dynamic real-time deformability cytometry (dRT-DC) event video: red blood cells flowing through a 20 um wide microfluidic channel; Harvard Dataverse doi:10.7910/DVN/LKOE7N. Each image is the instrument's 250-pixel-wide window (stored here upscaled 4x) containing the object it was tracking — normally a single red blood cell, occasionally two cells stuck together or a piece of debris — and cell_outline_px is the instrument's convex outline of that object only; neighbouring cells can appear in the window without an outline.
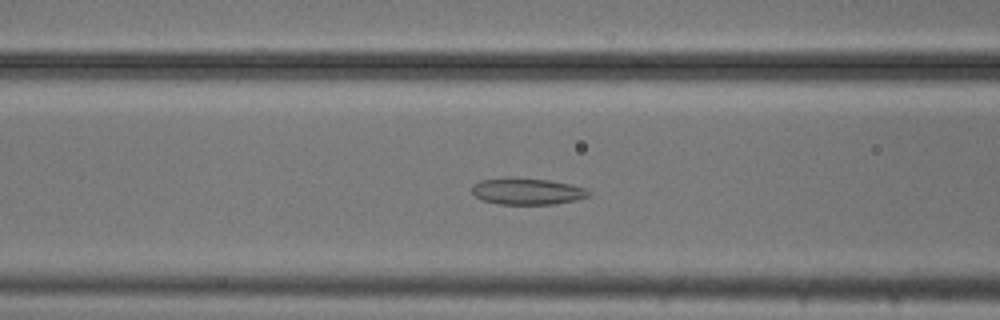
{"species": "common noctule bat (a hibernating species)", "species_latin": "Nyctalus noctula", "temperature_condition": "cold", "stored_images_in_passage": 41, "camera_frame_rate_fps": 3000, "um_per_image_px": 0.085, "animal": {"sex": "male", "body_mass_g": 20.5, "forearm_length_mm": 52.5}, "frame": {"image": 1, "passage_image": 15, "time_ms": 4.667, "image_size_px": [1000, 320], "cell_outline_px": [[592, 192], [588, 196], [576, 200], [552, 204], [500, 204], [484, 200], [476, 196], [472, 192], [472, 184], [480, 180], [504, 176], [512, 176], [548, 180], [572, 184], [584, 188]], "centroid_in_image_um": [44.78, 16.23], "position_along_channel_um": 121.8, "area_um2": 18.32}}
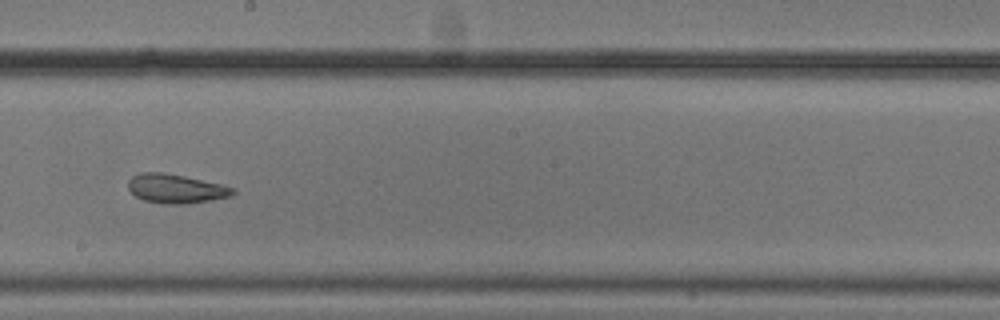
{"frame": {"image": 2, "passage_image": 24, "time_ms": 7.667, "image_size_px": [1000, 320], "cell_outline_px": [[236, 192], [232, 196], [184, 204], [168, 204], [144, 200], [136, 196], [128, 188], [128, 180], [132, 176], [140, 172], [164, 172], [184, 176], [220, 184], [236, 188]], "centroid_in_image_um": [14.94, 16.02], "position_along_channel_um": 233.3, "area_um2": 17.63}}
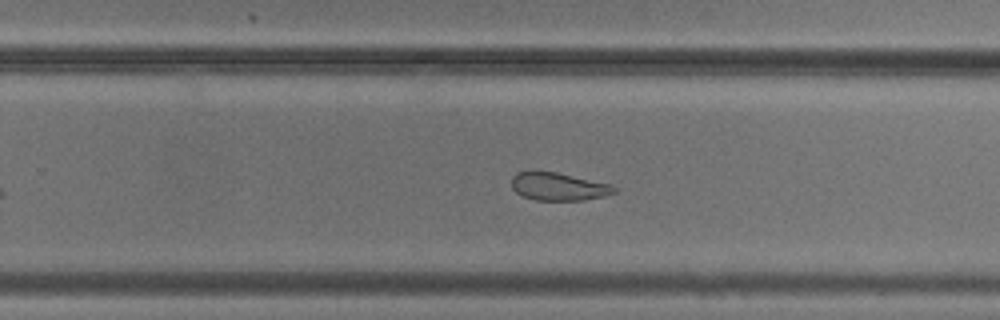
{"frame": {"image": 3, "passage_image": 28, "time_ms": 9.0, "image_size_px": [1000, 320], "cell_outline_px": [[616, 192], [604, 196], [584, 200], [536, 200], [524, 196], [516, 192], [512, 188], [512, 176], [516, 172], [532, 168], [556, 172], [608, 184], [616, 188]], "centroid_in_image_um": [47.38, 15.82], "position_along_channel_um": 282.4, "area_um2": 16.88}, "authors_computed_cell_mechanics": {"area_um2": 18.3804, "velocity_mm_per_s": 3.713, "shape_relaxation_time_tau1_ms": 5.1221, "shape_relaxation_time_tau2_ms": 2.1861, "deformation_change_tau1": 0.1179, "deformation_change_tau2": 0.094}}